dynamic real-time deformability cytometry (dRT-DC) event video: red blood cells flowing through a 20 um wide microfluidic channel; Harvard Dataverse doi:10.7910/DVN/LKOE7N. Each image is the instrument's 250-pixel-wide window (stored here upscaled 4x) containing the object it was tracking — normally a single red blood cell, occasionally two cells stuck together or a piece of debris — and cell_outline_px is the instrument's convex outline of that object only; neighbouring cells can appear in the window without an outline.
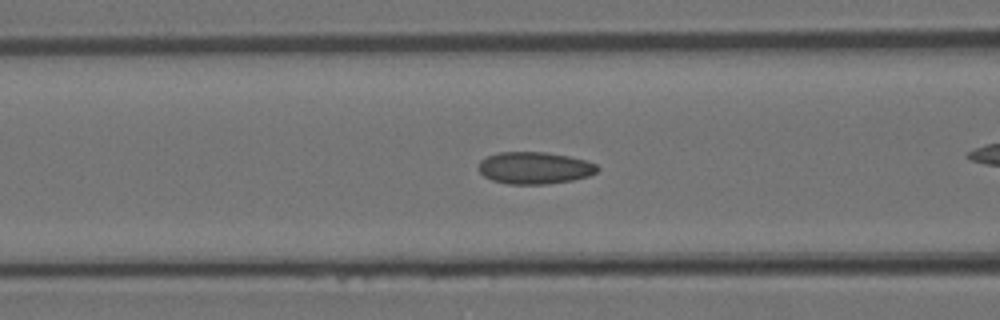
{"species": "Egyptian fruit bat (a non-hibernating species)", "species_latin": "Rousettus aegyptiacus", "temperature_condition": "room temperature", "stored_images_in_passage": 39, "camera_frame_rate_fps": 3000, "um_per_image_px": 0.085, "animal": {"sex": "female"}, "frame": {"image": 1, "passage_image": 14, "time_ms": 4.333, "image_size_px": [1000, 320], "cell_outline_px": [[600, 168], [596, 172], [588, 176], [572, 180], [548, 184], [508, 184], [492, 180], [484, 176], [480, 172], [480, 160], [488, 156], [500, 152], [548, 152], [568, 156], [584, 160], [596, 164]], "centroid_in_image_um": [45.45, 14.27], "position_along_channel_um": 121.1, "area_um2": 22.08}}
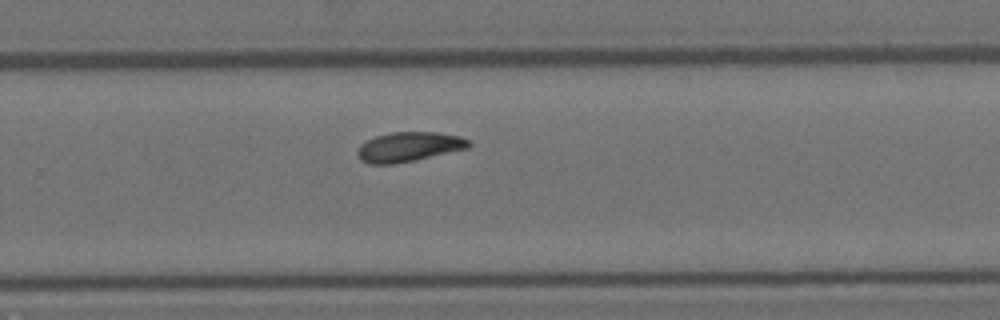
{"frame": {"image": 2, "passage_image": 24, "time_ms": 7.667, "image_size_px": [1000, 320], "cell_outline_px": [[472, 144], [468, 148], [412, 160], [392, 164], [368, 164], [360, 160], [356, 156], [356, 152], [360, 144], [376, 136], [388, 132], [440, 132], [460, 136], [468, 140]], "centroid_in_image_um": [34.71, 12.47], "position_along_channel_um": 295.1, "area_um2": 19.19}}
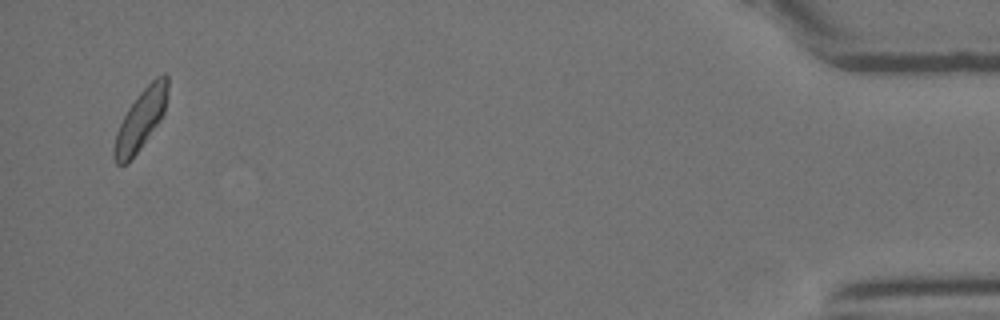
{"frame": {"image": 3, "passage_image": 38, "time_ms": 12.333, "image_size_px": [1000, 320], "cell_outline_px": [[168, 96], [164, 112], [160, 120], [140, 148], [128, 164], [116, 164], [112, 156], [112, 148], [116, 132], [128, 108], [140, 92], [156, 76], [164, 72], [168, 76]], "centroid_in_image_um": [11.95, 10.17], "position_along_channel_um": 423.2, "area_um2": 18.84}}